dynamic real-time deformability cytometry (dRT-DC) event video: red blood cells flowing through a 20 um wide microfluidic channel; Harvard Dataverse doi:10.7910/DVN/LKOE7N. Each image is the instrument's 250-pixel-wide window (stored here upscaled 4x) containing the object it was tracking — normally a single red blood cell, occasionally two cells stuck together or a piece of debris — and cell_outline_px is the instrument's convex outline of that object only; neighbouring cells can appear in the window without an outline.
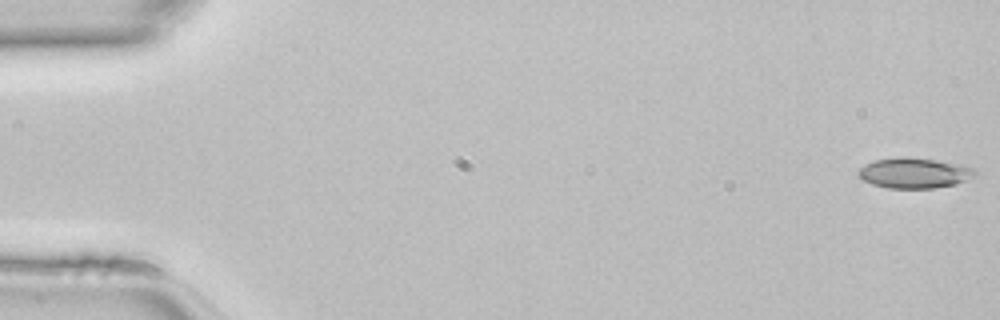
{"species": "common noctule bat (a hibernating species)", "species_latin": "Nyctalus noctula", "temperature_condition": "room temperature", "stored_images_in_passage": 47, "camera_frame_rate_fps": 3000, "um_per_image_px": 0.085, "animal": {"sex": "female", "body_mass_g": 22.7, "forearm_length_mm": 54.2}, "frame": {"image": 1, "passage_image": 1, "time_ms": 0.0, "image_size_px": [1000, 320], "cell_outline_px": [[976, 176], [956, 184], [932, 188], [888, 188], [872, 184], [864, 180], [856, 172], [864, 164], [876, 160], [896, 156], [908, 156], [936, 160], [960, 164], [972, 168], [976, 172]], "centroid_in_image_um": [77.7, 14.69], "position_along_channel_um": 7.3, "area_um2": 20.75}}
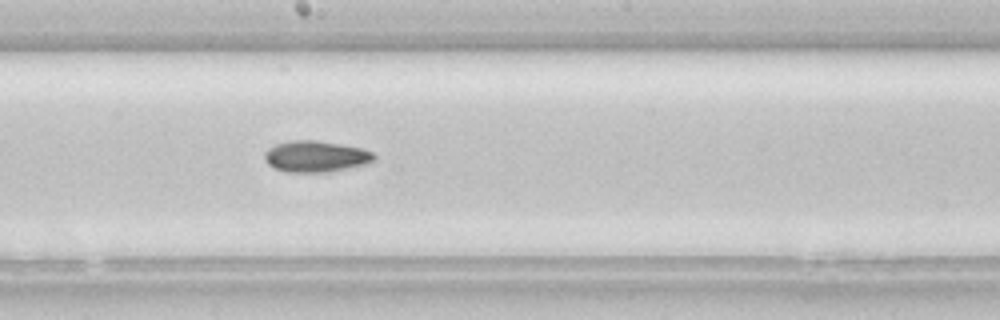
{"frame": {"image": 2, "passage_image": 26, "time_ms": 8.333, "image_size_px": [1000, 320], "cell_outline_px": [[376, 160], [364, 164], [324, 172], [284, 172], [268, 164], [264, 160], [264, 152], [268, 148], [276, 144], [288, 140], [316, 140], [340, 144], [360, 148], [372, 152], [376, 156]], "centroid_in_image_um": [26.79, 13.28], "position_along_channel_um": 221.4, "area_um2": 19.83}}
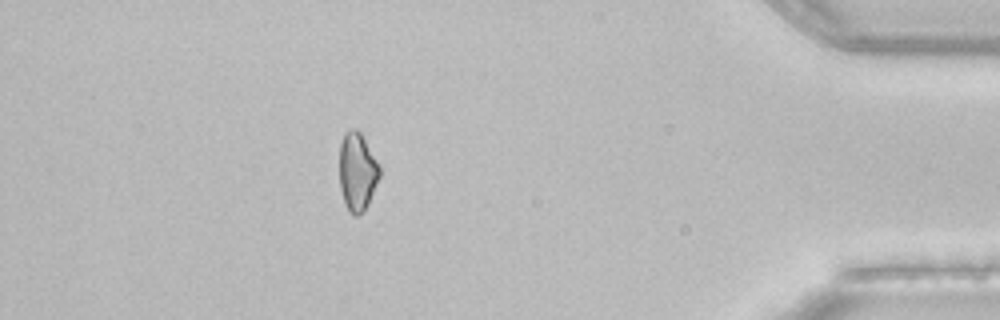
{"frame": {"image": 3, "passage_image": 42, "time_ms": 13.667, "image_size_px": [1000, 320], "cell_outline_px": [[380, 176], [368, 204], [364, 212], [356, 216], [352, 216], [348, 212], [344, 204], [340, 188], [340, 144], [344, 132], [348, 128], [356, 128], [360, 132], [380, 164]], "centroid_in_image_um": [30.37, 14.6], "position_along_channel_um": 404.8, "area_um2": 18.67}}